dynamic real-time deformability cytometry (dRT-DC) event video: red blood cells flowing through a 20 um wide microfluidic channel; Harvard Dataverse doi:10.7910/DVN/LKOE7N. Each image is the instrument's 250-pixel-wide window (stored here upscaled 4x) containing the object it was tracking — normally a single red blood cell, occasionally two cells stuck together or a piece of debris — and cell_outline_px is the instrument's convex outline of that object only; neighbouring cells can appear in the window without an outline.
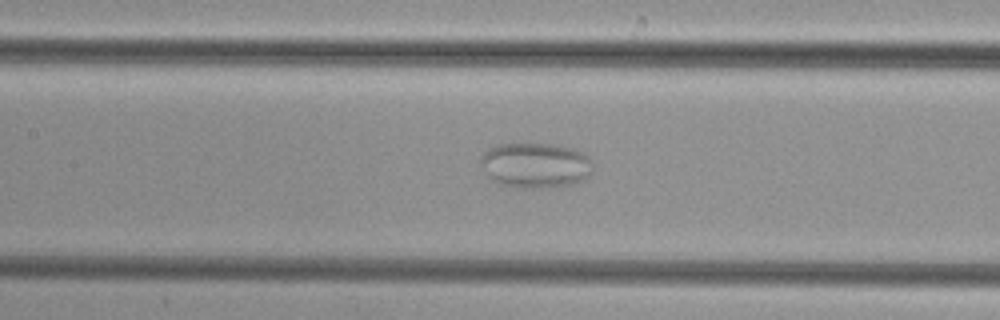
{"species": "common noctule bat (a hibernating species)", "species_latin": "Nyctalus noctula", "temperature_condition": "cold", "stored_images_in_passage": 50, "camera_frame_rate_fps": 3000, "um_per_image_px": 0.085, "animal": {"sex": "female", "body_mass_g": 29.2, "forearm_length_mm": 56.3}, "frame": {"image": 1, "passage_image": 23, "time_ms": 7.333, "image_size_px": [1000, 320], "cell_outline_px": [[592, 172], [588, 180], [572, 184], [540, 188], [516, 188], [500, 184], [492, 180], [480, 160], [480, 156], [488, 148], [500, 144], [556, 144], [572, 148], [588, 156], [592, 160]], "centroid_in_image_um": [45.56, 14.05], "position_along_channel_um": 161.8, "area_um2": 29.77}}
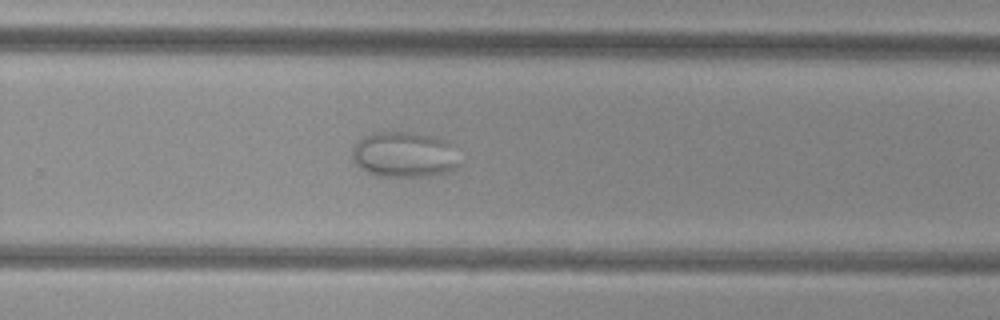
{"frame": {"image": 2, "passage_image": 33, "time_ms": 10.667, "image_size_px": [1000, 320], "cell_outline_px": [[460, 164], [456, 168], [448, 172], [428, 176], [380, 176], [368, 172], [360, 168], [352, 160], [352, 144], [364, 136], [372, 132], [420, 132], [448, 140], [452, 144]], "centroid_in_image_um": [34.36, 13.12], "position_along_channel_um": 295.4, "area_um2": 29.02}}
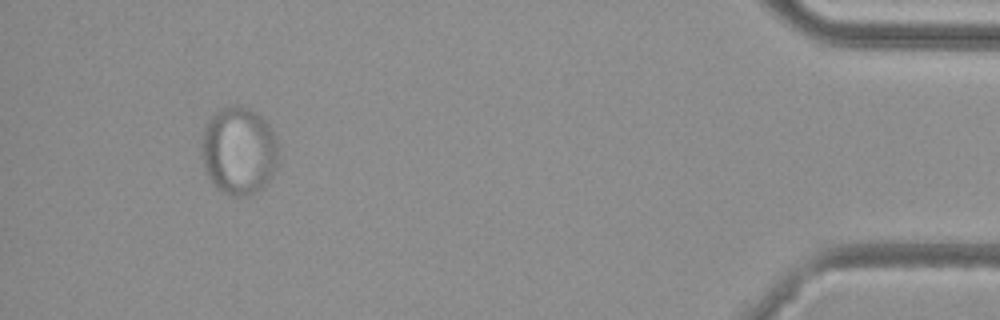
{"frame": {"image": 3, "passage_image": 47, "time_ms": 15.333, "image_size_px": [1000, 320], "cell_outline_px": [[280, 152], [276, 168], [264, 188], [248, 196], [232, 196], [216, 188], [212, 184], [208, 176], [200, 152], [200, 148], [204, 128], [208, 120], [216, 112], [232, 104], [248, 108], [256, 112], [268, 124], [276, 136]], "centroid_in_image_um": [20.32, 12.83], "position_along_channel_um": 414.9, "area_um2": 39.88}}